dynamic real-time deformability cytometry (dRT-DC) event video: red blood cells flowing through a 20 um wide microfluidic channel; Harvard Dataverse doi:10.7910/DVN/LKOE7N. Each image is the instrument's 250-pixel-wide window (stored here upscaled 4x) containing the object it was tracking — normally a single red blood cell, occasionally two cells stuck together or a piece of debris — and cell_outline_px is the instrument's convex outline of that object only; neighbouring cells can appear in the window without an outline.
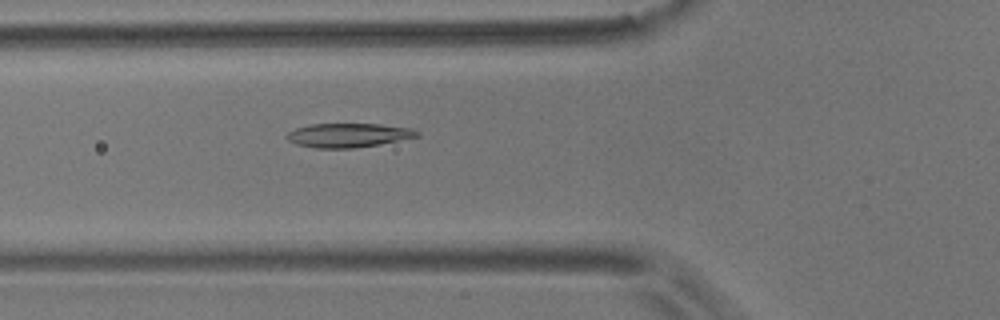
{"species": "common noctule bat (a hibernating species)", "species_latin": "Nyctalus noctula", "temperature_condition": "room temperature", "stored_images_in_passage": 2, "camera_frame_rate_fps": 3000, "um_per_image_px": 0.085, "animal": {"sex": "male", "body_mass_g": 17.9}, "frame": {"image": 1, "passage_image": 2, "time_ms": 0.333, "image_size_px": [1000, 320], "cell_outline_px": [[420, 136], [380, 144], [356, 148], [316, 148], [296, 144], [288, 140], [284, 136], [288, 132], [296, 128], [312, 124], [380, 124], [412, 128], [420, 132]], "centroid_in_image_um": [29.62, 11.49], "position_along_channel_um": 96.2, "area_um2": 18.32}}